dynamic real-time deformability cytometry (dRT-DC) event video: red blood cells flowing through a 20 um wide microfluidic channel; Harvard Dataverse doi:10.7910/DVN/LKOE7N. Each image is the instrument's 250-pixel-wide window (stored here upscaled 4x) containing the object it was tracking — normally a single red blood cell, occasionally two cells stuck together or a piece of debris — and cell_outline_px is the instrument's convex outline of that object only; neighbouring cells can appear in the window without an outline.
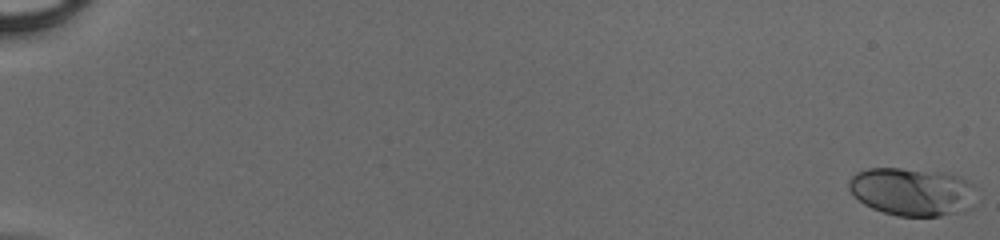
{"species": "human", "species_latin": "Homo sapiens", "temperature_condition": "cold", "stored_images_in_passage": 51, "camera_frame_rate_fps": 3000, "um_per_image_px": 0.085, "donor": {"sex": "male"}, "frame": {"image": 1, "passage_image": 1, "time_ms": 0.0, "image_size_px": [1000, 240], "cell_outline_px": [[972, 208], [964, 212], [940, 216], [896, 216], [872, 208], [864, 204], [848, 188], [848, 180], [856, 172], [868, 168], [900, 168], [944, 172], [968, 180], [972, 184]], "centroid_in_image_um": [77.51, 16.3], "position_along_channel_um": 7.5, "area_um2": 35.66}}
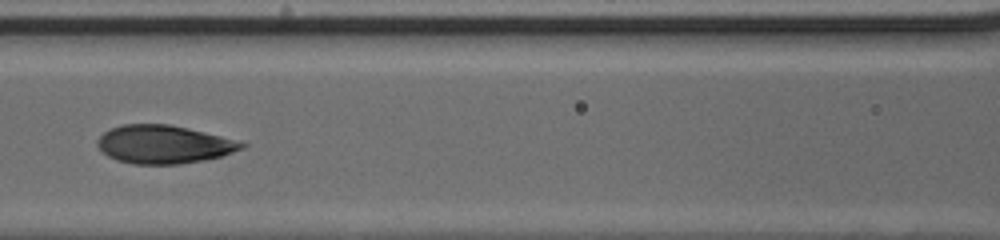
{"frame": {"image": 2, "passage_image": 26, "time_ms": 8.333, "image_size_px": [1000, 240], "cell_outline_px": [[248, 144], [244, 148], [220, 156], [204, 160], [180, 164], [132, 164], [116, 160], [108, 156], [96, 144], [96, 140], [104, 132], [112, 128], [124, 124], [168, 124], [188, 128], [220, 136]], "centroid_in_image_um": [13.89, 12.28], "position_along_channel_um": 152.7, "area_um2": 31.91}}
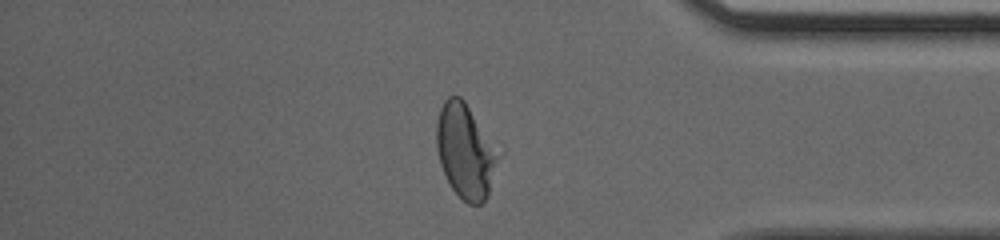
{"frame": {"image": 3, "passage_image": 44, "time_ms": 14.333, "image_size_px": [1000, 240], "cell_outline_px": [[496, 160], [488, 196], [480, 204], [468, 204], [452, 188], [440, 164], [436, 148], [436, 120], [440, 108], [444, 100], [448, 96], [460, 96], [464, 100], [496, 156]], "centroid_in_image_um": [39.44, 12.86], "position_along_channel_um": 395.8, "area_um2": 32.08}}